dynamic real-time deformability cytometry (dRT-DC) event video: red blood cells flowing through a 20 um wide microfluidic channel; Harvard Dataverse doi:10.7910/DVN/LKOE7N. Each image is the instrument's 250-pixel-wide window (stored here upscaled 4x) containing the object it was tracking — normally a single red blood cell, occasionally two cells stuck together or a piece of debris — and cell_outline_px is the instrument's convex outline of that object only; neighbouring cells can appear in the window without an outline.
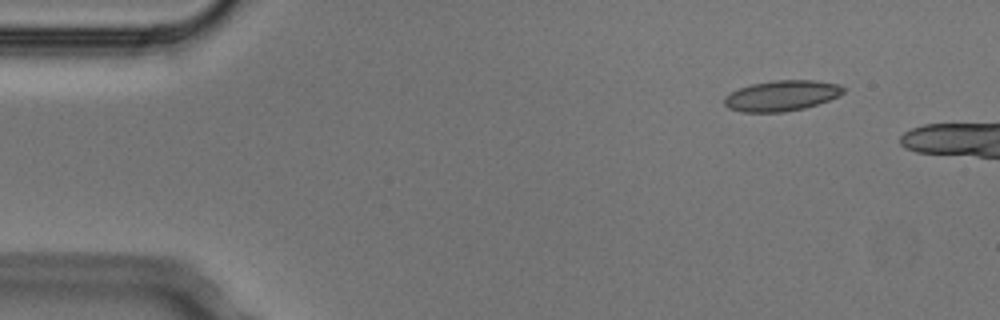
{"species": "Egyptian fruit bat (a non-hibernating species)", "species_latin": "Rousettus aegyptiacus", "temperature_condition": "cold", "stored_images_in_passage": 2, "camera_frame_rate_fps": 3000, "um_per_image_px": 0.085, "animal": {"sex": "male"}, "frame": {"image": 1, "passage_image": 1, "time_ms": 0.0, "image_size_px": [1000, 320], "cell_outline_px": [[844, 92], [840, 96], [804, 108], [784, 112], [744, 112], [728, 108], [724, 104], [724, 96], [740, 88], [752, 84], [772, 80], [816, 80], [840, 84], [844, 88]], "centroid_in_image_um": [66.45, 8.13], "position_along_channel_um": 18.5, "area_um2": 21.21}}